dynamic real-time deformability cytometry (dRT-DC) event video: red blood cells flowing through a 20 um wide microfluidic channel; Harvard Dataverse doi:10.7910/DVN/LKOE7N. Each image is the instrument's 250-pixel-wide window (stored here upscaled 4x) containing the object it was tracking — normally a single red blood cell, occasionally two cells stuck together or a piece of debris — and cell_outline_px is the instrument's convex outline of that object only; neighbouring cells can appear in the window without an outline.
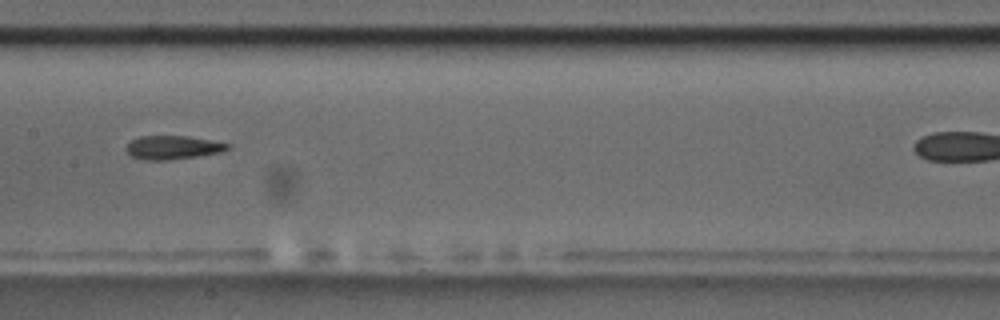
{"species": "common noctule bat (a hibernating species)", "species_latin": "Nyctalus noctula", "temperature_condition": "room temperature", "stored_images_in_passage": 11, "camera_frame_rate_fps": 3000, "um_per_image_px": 0.085, "animal": {"sex": "male", "body_mass_g": 17.5, "forearm_length_mm": 52.3}, "frame": {"image": 1, "passage_image": 7, "time_ms": 7.0, "image_size_px": [1000, 320], "cell_outline_px": [[232, 144], [228, 148], [220, 152], [196, 156], [168, 160], [144, 160], [132, 156], [124, 148], [132, 140], [140, 136], [188, 136]], "centroid_in_image_um": [14.67, 12.53], "position_along_channel_um": 192.7, "area_um2": 13.81}}
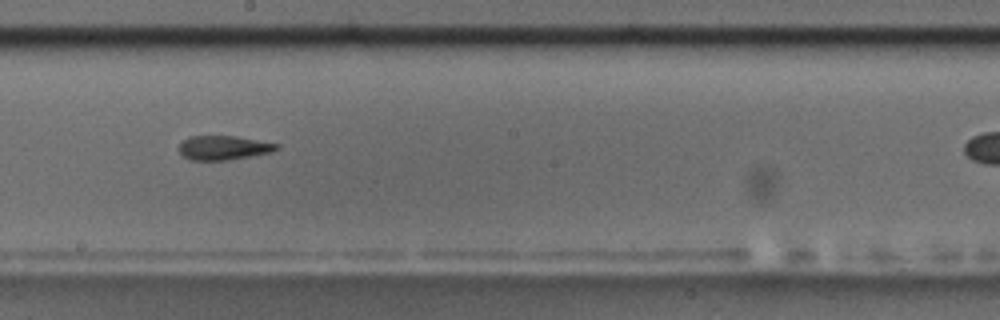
{"frame": {"image": 2, "passage_image": 8, "time_ms": 8.0, "image_size_px": [1000, 320], "cell_outline_px": [[280, 148], [272, 152], [252, 156], [228, 160], [188, 160], [180, 152], [180, 140], [188, 136], [236, 136], [280, 144]], "centroid_in_image_um": [19.01, 12.55], "position_along_channel_um": 229.2, "area_um2": 13.93}}